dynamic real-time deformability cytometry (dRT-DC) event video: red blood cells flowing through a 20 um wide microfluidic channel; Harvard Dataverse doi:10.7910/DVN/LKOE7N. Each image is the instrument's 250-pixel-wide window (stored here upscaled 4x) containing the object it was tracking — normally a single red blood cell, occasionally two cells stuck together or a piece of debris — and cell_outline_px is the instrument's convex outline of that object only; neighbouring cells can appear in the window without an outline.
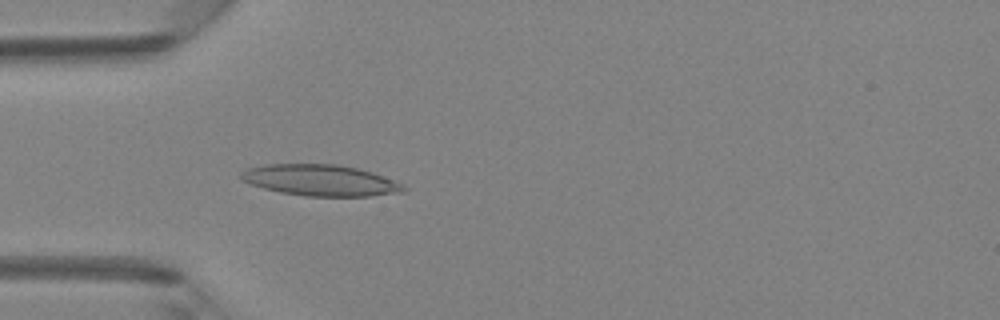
{"species": "Egyptian fruit bat (a non-hibernating species)", "species_latin": "Rousettus aegyptiacus", "temperature_condition": "room temperature", "stored_images_in_passage": 47, "camera_frame_rate_fps": 3000, "um_per_image_px": 0.085, "animal": {"sex": "female"}, "frame": {"image": 1, "passage_image": 13, "time_ms": 4.0, "image_size_px": [1000, 320], "cell_outline_px": [[408, 188], [404, 192], [372, 196], [308, 196], [280, 192], [264, 188], [240, 180], [240, 172], [248, 168], [264, 164], [336, 164], [356, 168], [372, 172], [392, 180]], "centroid_in_image_um": [27.21, 15.32], "position_along_channel_um": 57.8, "area_um2": 29.42}}
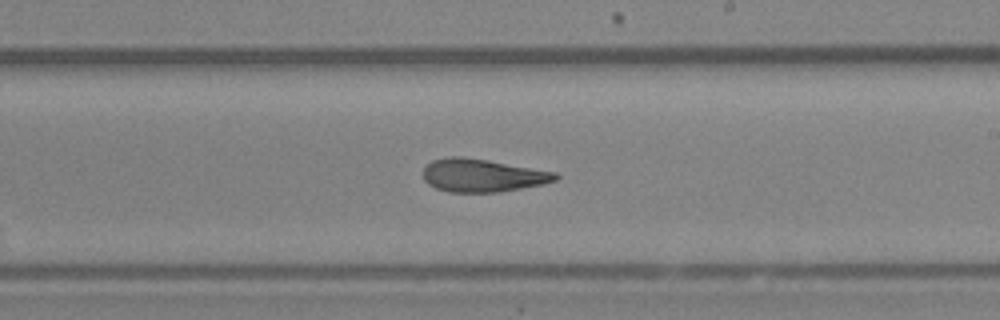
{"frame": {"image": 2, "passage_image": 27, "time_ms": 8.667, "image_size_px": [1000, 320], "cell_outline_px": [[560, 176], [556, 180], [544, 184], [496, 192], [448, 192], [436, 188], [428, 184], [424, 180], [424, 168], [432, 160], [448, 156], [460, 156], [488, 160], [556, 172]], "centroid_in_image_um": [41.0, 14.9], "position_along_channel_um": 248.0, "area_um2": 25.37}}
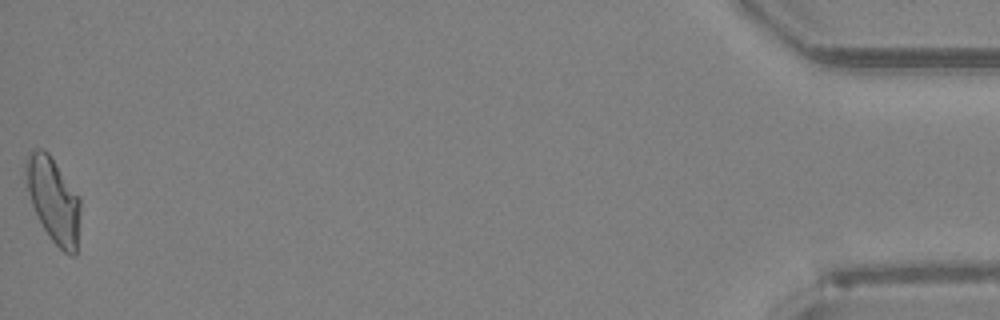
{"frame": {"image": 3, "passage_image": 47, "time_ms": 15.333, "image_size_px": [1000, 320], "cell_outline_px": [[80, 212], [76, 252], [72, 256], [64, 252], [52, 240], [44, 228], [32, 204], [28, 192], [24, 164], [28, 152], [32, 148], [40, 148], [48, 152], [80, 196]], "centroid_in_image_um": [4.54, 16.94], "position_along_channel_um": 430.7, "area_um2": 26.82}, "authors_computed_cell_mechanics": {"area_um2": 26.1256, "velocity_mm_per_s": 4.1889, "shape_relaxation_time_tau1_ms": 7.3621, "shape_relaxation_time_tau2_ms": 3.0442, "deformation_change_tau1": 0.212, "deformation_change_tau2": 0.1187}}